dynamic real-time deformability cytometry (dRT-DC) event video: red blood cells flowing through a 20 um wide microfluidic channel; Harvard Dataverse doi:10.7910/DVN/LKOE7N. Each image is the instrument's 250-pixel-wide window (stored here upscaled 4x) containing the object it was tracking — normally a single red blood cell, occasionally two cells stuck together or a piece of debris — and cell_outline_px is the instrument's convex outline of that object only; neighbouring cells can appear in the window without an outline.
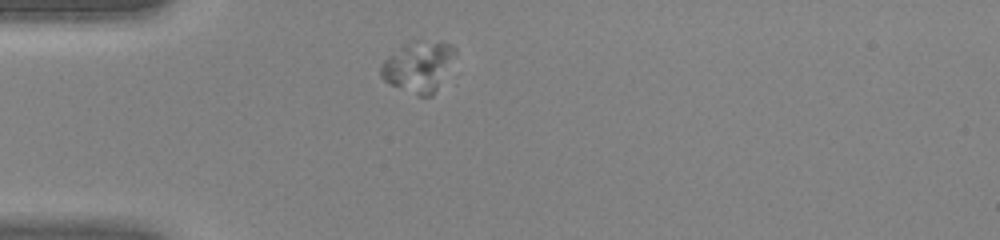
{"species": "human", "species_latin": "Homo sapiens", "temperature_condition": "warm", "stored_images_in_passage": 36, "camera_frame_rate_fps": 3000, "um_per_image_px": 0.085, "donor": {"sex": "female"}, "frame": {"image": 1, "passage_image": 3, "time_ms": 0.667, "image_size_px": [1000, 240], "cell_outline_px": [[456, 52], [432, 96], [416, 96], [388, 84], [380, 76], [380, 64], [388, 56], [416, 40], [444, 40], [456, 48]], "centroid_in_image_um": [35.54, 5.65], "position_along_channel_um": 49.5, "area_um2": 21.68}}
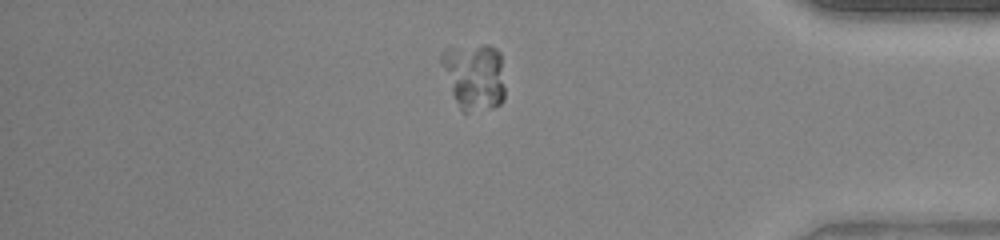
{"frame": {"image": 2, "passage_image": 29, "time_ms": 9.333, "image_size_px": [1000, 240], "cell_outline_px": [[504, 100], [500, 104], [492, 108], [464, 112], [460, 108], [452, 92], [440, 64], [440, 52], [448, 48], [484, 44], [488, 44], [496, 48], [500, 52], [504, 88]], "centroid_in_image_um": [40.31, 6.46], "position_along_channel_um": 394.9, "area_um2": 24.8}}
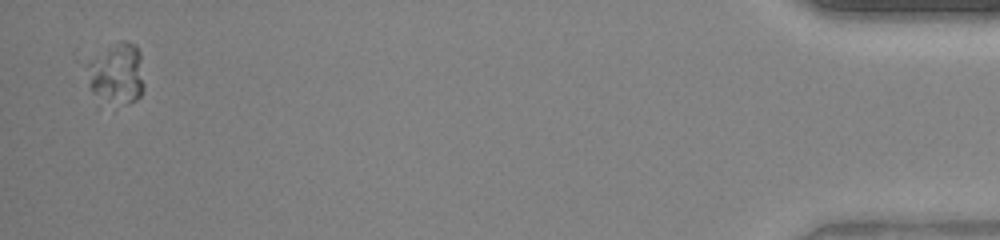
{"frame": {"image": 3, "passage_image": 35, "time_ms": 11.333, "image_size_px": [1000, 240], "cell_outline_px": [[144, 88], [140, 96], [136, 100], [128, 104], [92, 92], [84, 64], [120, 40], [124, 40], [136, 44], [140, 52], [144, 84]], "centroid_in_image_um": [9.97, 6.17], "position_along_channel_um": 425.2, "area_um2": 19.71}}